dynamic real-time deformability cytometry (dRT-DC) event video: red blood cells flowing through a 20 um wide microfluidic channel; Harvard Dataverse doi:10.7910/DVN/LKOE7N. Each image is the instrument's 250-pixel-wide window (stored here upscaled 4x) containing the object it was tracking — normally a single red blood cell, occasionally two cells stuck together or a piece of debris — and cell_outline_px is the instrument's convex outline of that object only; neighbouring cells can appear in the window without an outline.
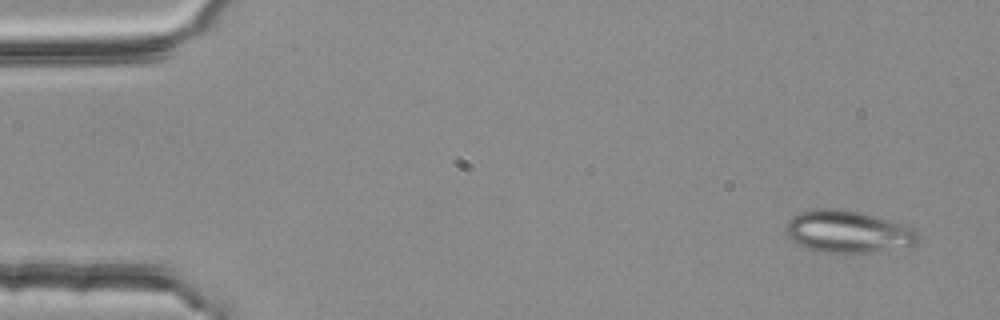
{"species": "common noctule bat (a hibernating species)", "species_latin": "Nyctalus noctula", "temperature_condition": "room temperature", "stored_images_in_passage": 4, "camera_frame_rate_fps": 3000, "um_per_image_px": 0.085, "animal": {"sex": "female", "body_mass_g": 25.1}, "frame": {"image": 1, "passage_image": 1, "time_ms": 0.0, "image_size_px": [1000, 320], "cell_outline_px": [[916, 244], [908, 248], [864, 252], [824, 252], [808, 248], [792, 240], [784, 232], [784, 228], [788, 220], [792, 216], [800, 212], [816, 208], [844, 208], [876, 216], [912, 228], [916, 232]], "centroid_in_image_um": [72.03, 19.67], "position_along_channel_um": 13.0, "area_um2": 32.37}}